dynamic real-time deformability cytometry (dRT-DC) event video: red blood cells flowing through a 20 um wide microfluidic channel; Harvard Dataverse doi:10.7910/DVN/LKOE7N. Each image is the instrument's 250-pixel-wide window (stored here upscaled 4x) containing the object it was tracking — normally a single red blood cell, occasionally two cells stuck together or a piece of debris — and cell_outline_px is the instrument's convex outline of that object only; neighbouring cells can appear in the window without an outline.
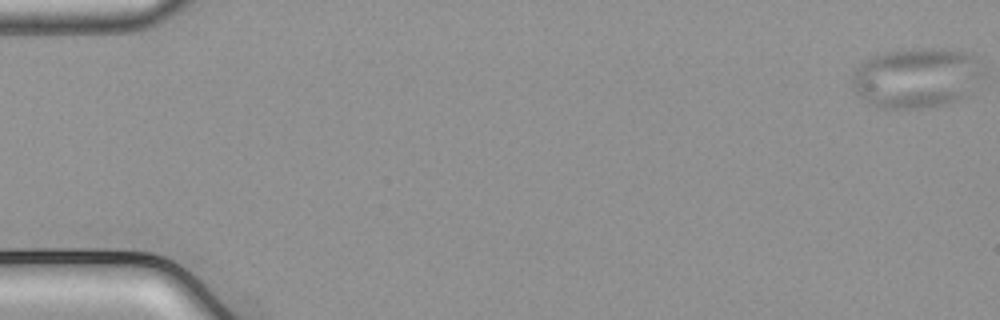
{"species": "common noctule bat (a hibernating species)", "species_latin": "Nyctalus noctula", "temperature_condition": "cold", "stored_images_in_passage": 54, "camera_frame_rate_fps": 3000, "um_per_image_px": 0.085, "animal": {"sex": "male", "body_mass_g": 21.5, "forearm_length_mm": 52.0}, "frame": {"image": 1, "passage_image": 1, "time_ms": 0.0, "image_size_px": [1000, 320], "cell_outline_px": [[980, 76], [968, 96], [960, 100], [948, 104], [928, 108], [876, 108], [868, 104], [856, 96], [852, 88], [852, 76], [856, 68], [864, 60], [872, 56], [884, 52], [912, 48], [944, 48], [976, 52], [980, 72]], "centroid_in_image_um": [77.88, 6.62], "position_along_channel_um": 7.1, "area_um2": 46.93}}
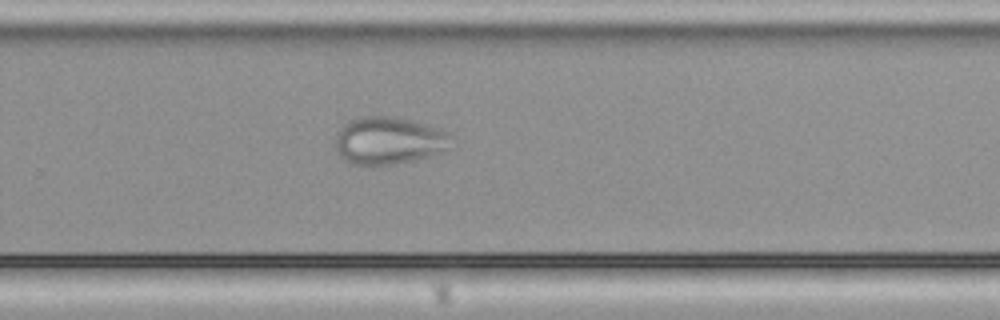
{"frame": {"image": 2, "passage_image": 36, "time_ms": 11.667, "image_size_px": [1000, 320], "cell_outline_px": [[456, 136], [452, 148], [448, 152], [412, 160], [392, 164], [352, 164], [344, 160], [336, 152], [336, 136], [340, 128], [344, 124], [360, 116], [392, 116], [424, 124]], "centroid_in_image_um": [33.11, 11.96], "position_along_channel_um": 296.7, "area_um2": 32.25}}
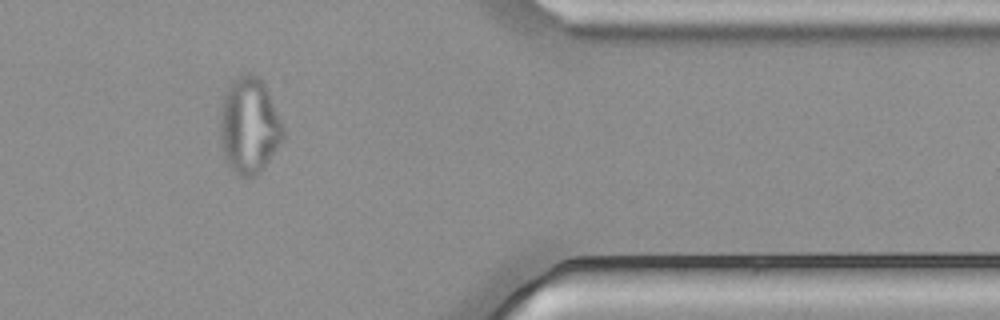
{"frame": {"image": 3, "passage_image": 45, "time_ms": 14.667, "image_size_px": [1000, 320], "cell_outline_px": [[284, 136], [280, 144], [268, 160], [252, 176], [240, 176], [228, 164], [224, 156], [220, 140], [220, 112], [224, 92], [228, 84], [240, 76], [248, 72], [260, 76], [284, 124]], "centroid_in_image_um": [21.17, 10.62], "position_along_channel_um": 390.2, "area_um2": 35.08}}